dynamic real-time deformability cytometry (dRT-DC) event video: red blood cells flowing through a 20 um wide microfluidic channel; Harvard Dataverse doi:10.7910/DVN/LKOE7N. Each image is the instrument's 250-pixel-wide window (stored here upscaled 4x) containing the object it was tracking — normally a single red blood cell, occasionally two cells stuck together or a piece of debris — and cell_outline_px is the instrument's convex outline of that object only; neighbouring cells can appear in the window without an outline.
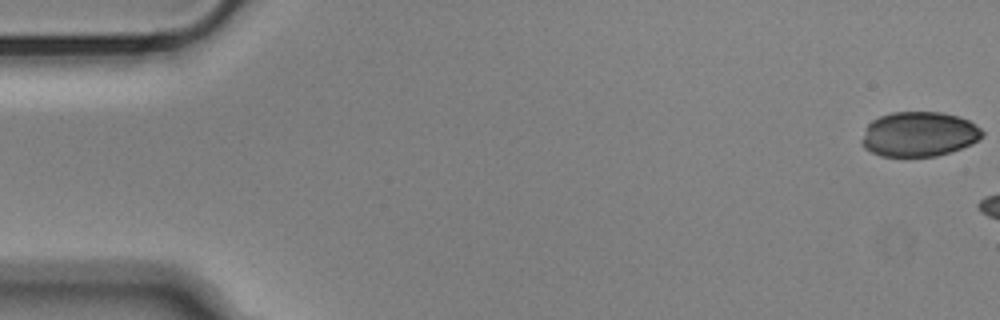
{"species": "Egyptian fruit bat (a non-hibernating species)", "species_latin": "Rousettus aegyptiacus", "temperature_condition": "cold", "stored_images_in_passage": 6, "camera_frame_rate_fps": 3000, "um_per_image_px": 0.085, "animal": {"sex": "male"}, "frame": {"image": 1, "passage_image": 1, "time_ms": 0.0, "image_size_px": [1000, 320], "cell_outline_px": [[984, 136], [972, 144], [936, 156], [880, 156], [864, 148], [860, 140], [868, 124], [872, 120], [880, 116], [892, 112], [944, 112], [960, 116], [976, 124], [984, 132]], "centroid_in_image_um": [78.12, 11.39], "position_along_channel_um": 6.9, "area_um2": 31.62}}